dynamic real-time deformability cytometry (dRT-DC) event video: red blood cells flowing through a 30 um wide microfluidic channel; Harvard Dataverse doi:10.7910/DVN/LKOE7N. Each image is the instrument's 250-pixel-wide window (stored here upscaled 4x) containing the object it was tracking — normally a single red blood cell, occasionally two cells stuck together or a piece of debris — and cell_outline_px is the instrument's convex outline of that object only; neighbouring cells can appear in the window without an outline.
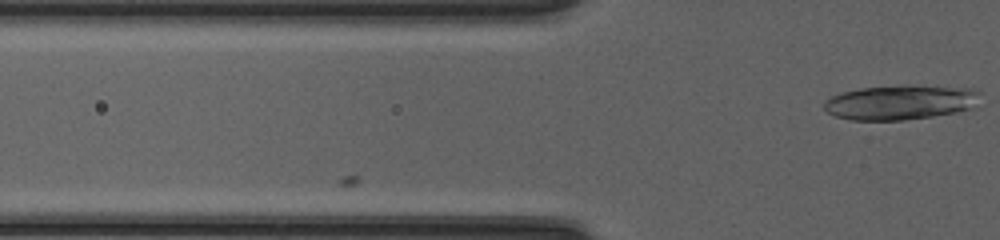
{"species": "common noctule bat (a hibernating species)", "species_latin": "Nyctalus noctula", "temperature_condition": "cold", "stored_images_in_passage": 16, "camera_frame_rate_fps": 3000, "um_per_image_px": 0.085, "animal": {"sex": "female", "body_mass_g": 20.0, "forearm_length_mm": 54.0}, "frame": {"image": 1, "passage_image": 16, "time_ms": 5.0, "image_size_px": [1000, 240], "cell_outline_px": [[980, 92], [976, 108], [932, 116], [904, 120], [852, 120], [836, 116], [828, 112], [824, 108], [824, 100], [832, 96], [844, 92], [860, 88], [968, 88]], "centroid_in_image_um": [76.51, 8.75], "position_along_channel_um": 49.3, "area_um2": 30.17}}